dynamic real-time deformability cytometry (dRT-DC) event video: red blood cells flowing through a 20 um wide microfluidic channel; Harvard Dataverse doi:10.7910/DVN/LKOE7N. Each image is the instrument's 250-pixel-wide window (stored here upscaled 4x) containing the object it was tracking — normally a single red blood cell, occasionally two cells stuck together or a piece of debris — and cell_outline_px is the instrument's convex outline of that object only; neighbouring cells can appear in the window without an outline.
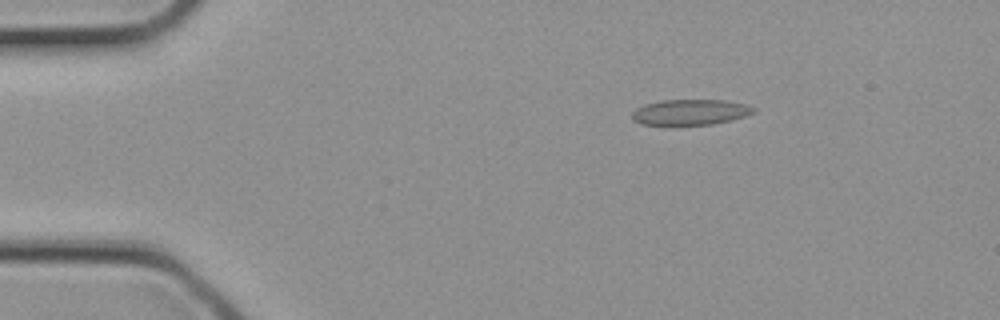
{"species": "common noctule bat (a hibernating species)", "species_latin": "Nyctalus noctula", "temperature_condition": "cold", "stored_images_in_passage": 10, "camera_frame_rate_fps": 3000, "um_per_image_px": 0.085, "animal": {"sex": "female", "body_mass_g": 21.9}, "frame": {"image": 1, "passage_image": 2, "time_ms": 0.333, "image_size_px": [1000, 320], "cell_outline_px": [[756, 112], [732, 120], [712, 124], [640, 124], [632, 116], [632, 112], [636, 108], [644, 104], [660, 100], [724, 100], [744, 104], [756, 108]], "centroid_in_image_um": [58.69, 9.52], "position_along_channel_um": 26.3, "area_um2": 17.92}}
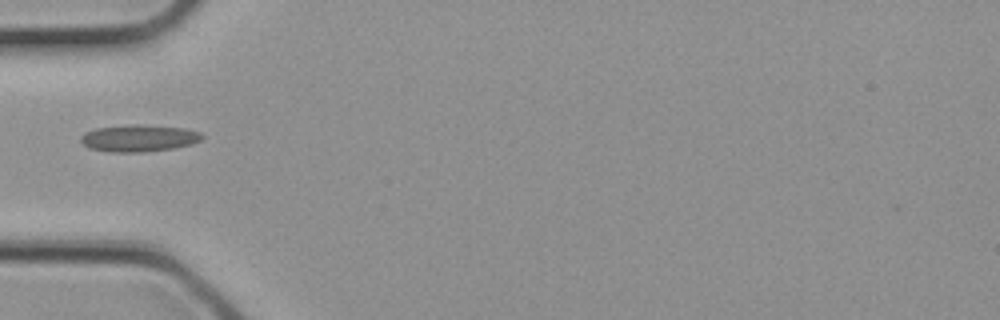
{"frame": {"image": 2, "passage_image": 7, "time_ms": 2.0, "image_size_px": [1000, 320], "cell_outline_px": [[204, 136], [200, 140], [192, 144], [172, 148], [144, 152], [108, 152], [88, 148], [80, 140], [80, 136], [84, 132], [96, 128], [184, 128], [200, 132]], "centroid_in_image_um": [11.77, 11.82], "position_along_channel_um": 73.2, "area_um2": 17.74}}
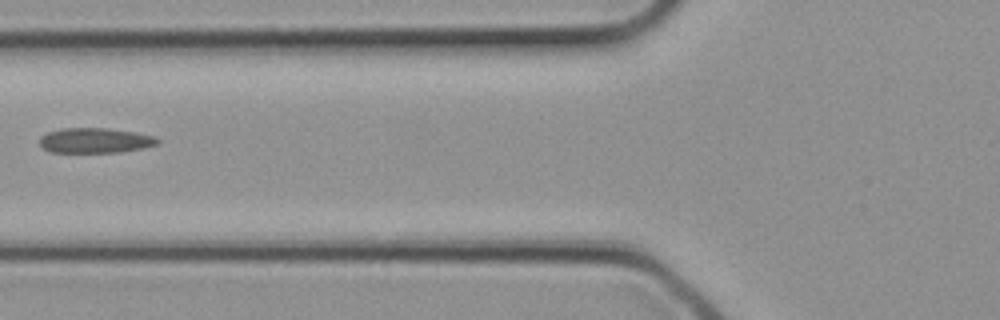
{"frame": {"image": 3, "passage_image": 9, "time_ms": 2.667, "image_size_px": [1000, 320], "cell_outline_px": [[160, 144], [144, 148], [120, 152], [52, 152], [40, 148], [40, 136], [48, 132], [60, 128], [108, 128], [136, 132], [152, 136], [160, 140]], "centroid_in_image_um": [8.08, 11.94], "position_along_channel_um": 117.7, "area_um2": 17.4}}